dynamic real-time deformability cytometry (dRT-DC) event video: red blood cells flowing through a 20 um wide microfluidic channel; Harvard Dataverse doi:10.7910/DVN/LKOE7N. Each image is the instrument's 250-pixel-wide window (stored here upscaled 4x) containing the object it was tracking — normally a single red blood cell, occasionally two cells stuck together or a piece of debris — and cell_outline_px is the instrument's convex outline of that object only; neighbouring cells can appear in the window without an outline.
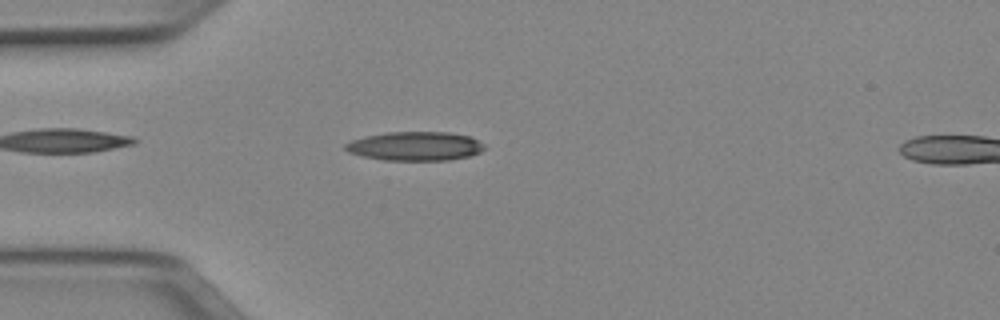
{"species": "Egyptian fruit bat (a non-hibernating species)", "species_latin": "Rousettus aegyptiacus", "temperature_condition": "cold", "stored_images_in_passage": 42, "camera_frame_rate_fps": 3000, "um_per_image_px": 0.085, "animal": {"sex": "female"}, "frame": {"image": 1, "passage_image": 5, "time_ms": 1.333, "image_size_px": [1000, 320], "cell_outline_px": [[488, 148], [480, 152], [468, 156], [448, 160], [384, 160], [364, 156], [348, 152], [344, 148], [344, 144], [352, 140], [364, 136], [388, 132], [448, 132], [468, 136], [484, 144]], "centroid_in_image_um": [35.29, 12.42], "position_along_channel_um": 49.7, "area_um2": 23.41}}
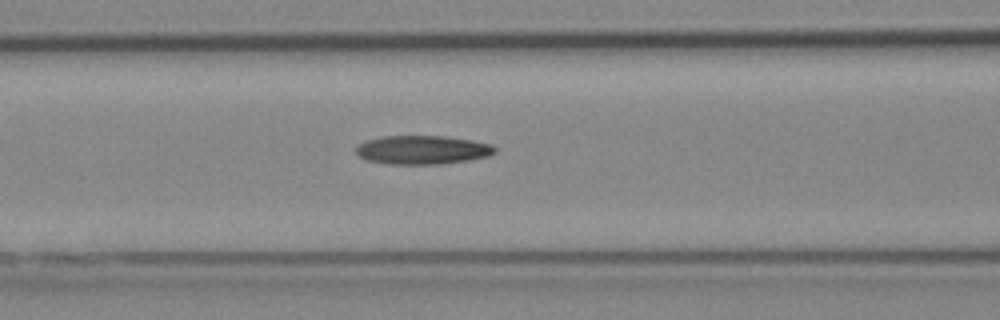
{"frame": {"image": 2, "passage_image": 12, "time_ms": 3.667, "image_size_px": [1000, 320], "cell_outline_px": [[496, 152], [488, 156], [468, 160], [440, 164], [388, 164], [368, 160], [360, 156], [356, 152], [356, 148], [360, 144], [368, 140], [384, 136], [444, 136], [472, 140], [492, 144], [496, 148]], "centroid_in_image_um": [35.95, 12.74], "position_along_channel_um": 130.7, "area_um2": 23.12}}
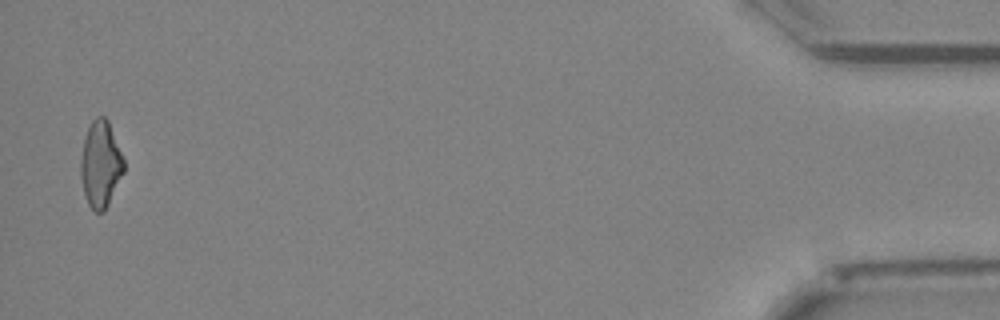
{"frame": {"image": 3, "passage_image": 41, "time_ms": 13.333, "image_size_px": [1000, 320], "cell_outline_px": [[124, 172], [104, 212], [96, 212], [88, 204], [84, 192], [80, 176], [80, 164], [84, 140], [88, 128], [92, 120], [96, 116], [104, 116], [108, 120], [124, 160]], "centroid_in_image_um": [8.55, 13.96], "position_along_channel_um": 426.7, "area_um2": 21.5}, "authors_computed_cell_mechanics": {"area_um2": 22.4842, "velocity_mm_per_s": 3.9852, "shape_relaxation_time_tau1_ms": null, "shape_relaxation_time_tau2_ms": 5.6759, "deformation_change_tau1": null, "deformation_change_tau2": 0.181}}